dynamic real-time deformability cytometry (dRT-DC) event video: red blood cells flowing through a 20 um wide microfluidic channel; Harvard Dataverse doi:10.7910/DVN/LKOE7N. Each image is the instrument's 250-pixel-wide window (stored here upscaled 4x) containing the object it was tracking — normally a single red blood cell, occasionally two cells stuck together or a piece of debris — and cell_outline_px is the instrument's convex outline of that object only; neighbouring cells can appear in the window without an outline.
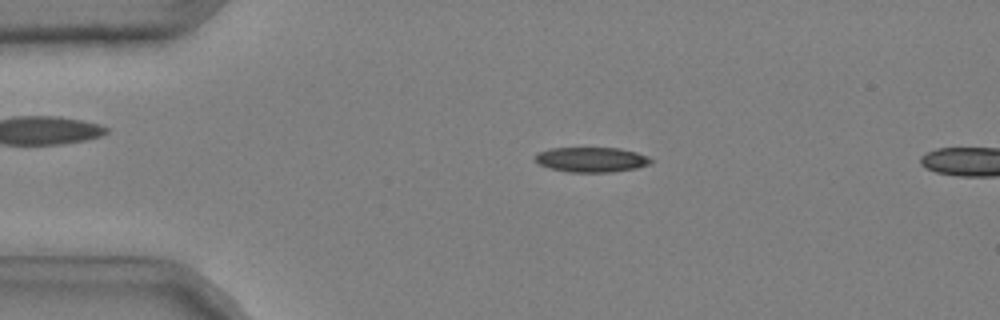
{"species": "common noctule bat (a hibernating species)", "species_latin": "Nyctalus noctula", "temperature_condition": "cold", "stored_images_in_passage": 50, "camera_frame_rate_fps": 3000, "um_per_image_px": 0.085, "animal": {"sex": "male", "body_mass_g": 20.4}, "frame": {"image": 1, "passage_image": 10, "time_ms": 3.0, "image_size_px": [1000, 320], "cell_outline_px": [[652, 164], [636, 168], [612, 172], [568, 172], [548, 168], [536, 164], [532, 160], [532, 156], [536, 152], [552, 148], [620, 148], [636, 152], [648, 156], [652, 160]], "centroid_in_image_um": [50.19, 13.57], "position_along_channel_um": 34.8, "area_um2": 17.22}}
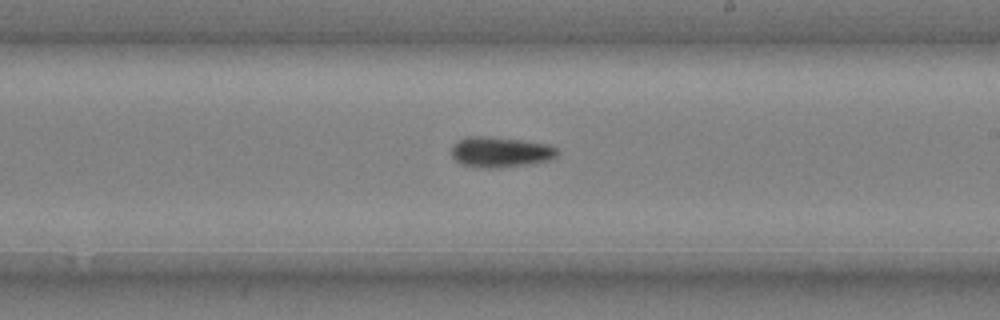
{"frame": {"image": 2, "passage_image": 30, "time_ms": 9.667, "image_size_px": [1000, 320], "cell_outline_px": [[560, 152], [556, 156], [548, 160], [500, 168], [488, 168], [464, 164], [456, 160], [452, 156], [452, 144], [468, 136], [484, 136], [520, 140], [552, 144]], "centroid_in_image_um": [42.56, 12.91], "position_along_channel_um": 246.4, "area_um2": 18.55}}
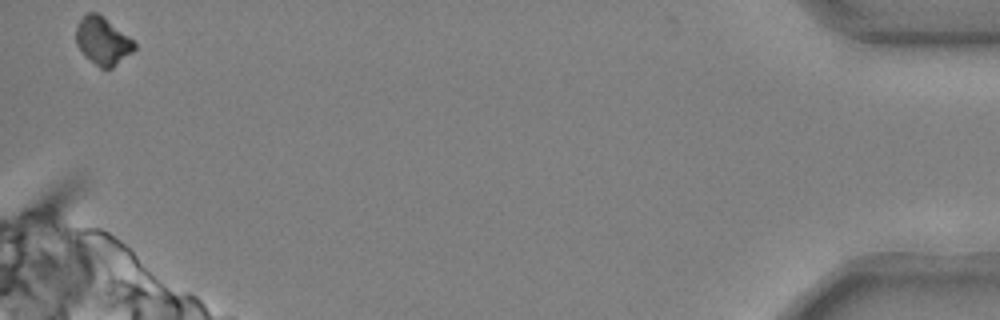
{"frame": {"image": 3, "passage_image": 50, "time_ms": 16.333, "image_size_px": [1000, 320], "cell_outline_px": [[136, 48], [132, 52], [112, 68], [100, 68], [76, 44], [76, 28], [80, 20], [88, 12], [96, 12], [128, 36], [136, 44]], "centroid_in_image_um": [8.74, 3.47], "position_along_channel_um": 426.5, "area_um2": 15.55}}